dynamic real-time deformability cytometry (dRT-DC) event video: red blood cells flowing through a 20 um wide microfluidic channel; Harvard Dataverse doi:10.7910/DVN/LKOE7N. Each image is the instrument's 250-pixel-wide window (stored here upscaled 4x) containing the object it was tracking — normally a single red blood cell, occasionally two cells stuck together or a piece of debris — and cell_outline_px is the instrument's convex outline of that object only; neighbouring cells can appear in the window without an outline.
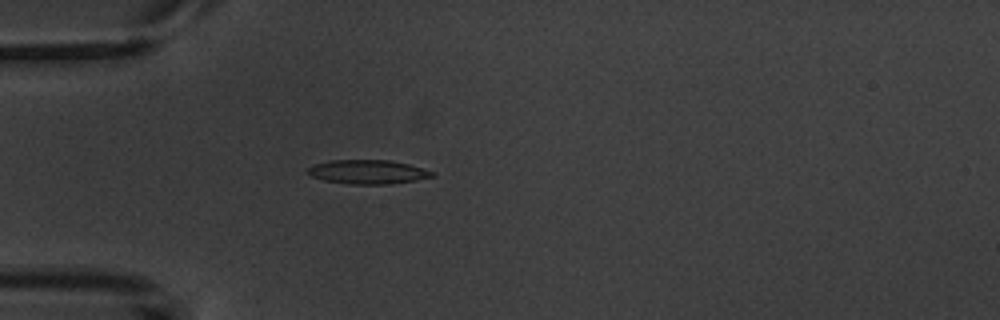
{"species": "common noctule bat (a hibernating species)", "species_latin": "Nyctalus noctula", "temperature_condition": "warm", "stored_images_in_passage": 4, "camera_frame_rate_fps": 3000, "um_per_image_px": 0.085, "animal": {"sex": "male", "body_mass_g": 20.1, "forearm_length_mm": 53.5}, "frame": {"image": 1, "passage_image": 4, "time_ms": 3.667, "image_size_px": [1000, 320], "cell_outline_px": [[436, 176], [416, 180], [388, 184], [348, 184], [324, 180], [312, 176], [304, 172], [308, 168], [316, 164], [332, 160], [388, 160], [408, 164], [436, 172]], "centroid_in_image_um": [31.28, 14.61], "position_along_channel_um": 53.7, "area_um2": 17.4}}